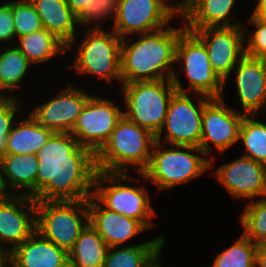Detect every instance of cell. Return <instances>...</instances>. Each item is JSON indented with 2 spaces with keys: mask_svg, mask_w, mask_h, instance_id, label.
I'll return each instance as SVG.
<instances>
[{
  "mask_svg": "<svg viewBox=\"0 0 266 267\" xmlns=\"http://www.w3.org/2000/svg\"><path fill=\"white\" fill-rule=\"evenodd\" d=\"M36 156V201L80 200L93 195L96 156L71 133L55 132Z\"/></svg>",
  "mask_w": 266,
  "mask_h": 267,
  "instance_id": "6da1fadb",
  "label": "cell"
},
{
  "mask_svg": "<svg viewBox=\"0 0 266 267\" xmlns=\"http://www.w3.org/2000/svg\"><path fill=\"white\" fill-rule=\"evenodd\" d=\"M182 27L159 29L150 33L139 34L132 43L127 38L121 39V84L133 82L172 80L176 71V44ZM173 65V67H172ZM166 75V76H165Z\"/></svg>",
  "mask_w": 266,
  "mask_h": 267,
  "instance_id": "7a4b0ae2",
  "label": "cell"
},
{
  "mask_svg": "<svg viewBox=\"0 0 266 267\" xmlns=\"http://www.w3.org/2000/svg\"><path fill=\"white\" fill-rule=\"evenodd\" d=\"M156 136L124 115L109 140L96 156L97 171L128 173L131 167L142 173L149 164Z\"/></svg>",
  "mask_w": 266,
  "mask_h": 267,
  "instance_id": "3957f363",
  "label": "cell"
},
{
  "mask_svg": "<svg viewBox=\"0 0 266 267\" xmlns=\"http://www.w3.org/2000/svg\"><path fill=\"white\" fill-rule=\"evenodd\" d=\"M165 145L155 141L148 167L139 173L140 179L150 180L159 191L186 184L213 167L214 158L209 159L199 147Z\"/></svg>",
  "mask_w": 266,
  "mask_h": 267,
  "instance_id": "277c9868",
  "label": "cell"
},
{
  "mask_svg": "<svg viewBox=\"0 0 266 267\" xmlns=\"http://www.w3.org/2000/svg\"><path fill=\"white\" fill-rule=\"evenodd\" d=\"M137 181L139 180L129 177L127 173L97 171L92 196L106 209L138 220L149 230L155 226L151 219L156 212L151 205L146 186H139ZM123 182L136 186L125 185ZM103 183L109 185L103 186Z\"/></svg>",
  "mask_w": 266,
  "mask_h": 267,
  "instance_id": "5b68a950",
  "label": "cell"
},
{
  "mask_svg": "<svg viewBox=\"0 0 266 267\" xmlns=\"http://www.w3.org/2000/svg\"><path fill=\"white\" fill-rule=\"evenodd\" d=\"M175 63H179L189 82L187 89H184L179 81L178 72H174L172 82L177 92L190 94L194 92L193 95L201 94L210 98L224 96L225 85L214 73L206 47L194 32L185 29L181 33L176 44Z\"/></svg>",
  "mask_w": 266,
  "mask_h": 267,
  "instance_id": "8992f818",
  "label": "cell"
},
{
  "mask_svg": "<svg viewBox=\"0 0 266 267\" xmlns=\"http://www.w3.org/2000/svg\"><path fill=\"white\" fill-rule=\"evenodd\" d=\"M88 224V199L36 201V231L67 252Z\"/></svg>",
  "mask_w": 266,
  "mask_h": 267,
  "instance_id": "52a82bcc",
  "label": "cell"
},
{
  "mask_svg": "<svg viewBox=\"0 0 266 267\" xmlns=\"http://www.w3.org/2000/svg\"><path fill=\"white\" fill-rule=\"evenodd\" d=\"M110 31L102 27L88 28L77 45L75 60L68 68L80 75L98 76L109 86L113 79L121 83V38Z\"/></svg>",
  "mask_w": 266,
  "mask_h": 267,
  "instance_id": "ba28073f",
  "label": "cell"
},
{
  "mask_svg": "<svg viewBox=\"0 0 266 267\" xmlns=\"http://www.w3.org/2000/svg\"><path fill=\"white\" fill-rule=\"evenodd\" d=\"M121 88L125 99L123 115L157 136L164 124L169 102L177 92L172 80L133 82L123 84Z\"/></svg>",
  "mask_w": 266,
  "mask_h": 267,
  "instance_id": "9c48e42d",
  "label": "cell"
},
{
  "mask_svg": "<svg viewBox=\"0 0 266 267\" xmlns=\"http://www.w3.org/2000/svg\"><path fill=\"white\" fill-rule=\"evenodd\" d=\"M171 3V4H170ZM180 16V1L119 0L112 30L121 38L150 33L168 26Z\"/></svg>",
  "mask_w": 266,
  "mask_h": 267,
  "instance_id": "30bf717a",
  "label": "cell"
},
{
  "mask_svg": "<svg viewBox=\"0 0 266 267\" xmlns=\"http://www.w3.org/2000/svg\"><path fill=\"white\" fill-rule=\"evenodd\" d=\"M192 94L176 92L168 105L166 118L162 129L156 136V141L167 145L196 146L200 148L202 136V113L204 106L212 99L199 94L193 102Z\"/></svg>",
  "mask_w": 266,
  "mask_h": 267,
  "instance_id": "8fae6325",
  "label": "cell"
},
{
  "mask_svg": "<svg viewBox=\"0 0 266 267\" xmlns=\"http://www.w3.org/2000/svg\"><path fill=\"white\" fill-rule=\"evenodd\" d=\"M123 109L108 98L91 96L71 131L79 144L95 155L109 140L112 131L123 116Z\"/></svg>",
  "mask_w": 266,
  "mask_h": 267,
  "instance_id": "7c38bea8",
  "label": "cell"
},
{
  "mask_svg": "<svg viewBox=\"0 0 266 267\" xmlns=\"http://www.w3.org/2000/svg\"><path fill=\"white\" fill-rule=\"evenodd\" d=\"M194 33L203 41L214 73L226 85L245 55V26L205 27Z\"/></svg>",
  "mask_w": 266,
  "mask_h": 267,
  "instance_id": "4fadbf2b",
  "label": "cell"
},
{
  "mask_svg": "<svg viewBox=\"0 0 266 267\" xmlns=\"http://www.w3.org/2000/svg\"><path fill=\"white\" fill-rule=\"evenodd\" d=\"M244 114L233 110L222 98H212L202 113V136L200 148L208 156L214 145L216 151L223 153L239 142V130Z\"/></svg>",
  "mask_w": 266,
  "mask_h": 267,
  "instance_id": "5bb4252c",
  "label": "cell"
},
{
  "mask_svg": "<svg viewBox=\"0 0 266 267\" xmlns=\"http://www.w3.org/2000/svg\"><path fill=\"white\" fill-rule=\"evenodd\" d=\"M36 231V200L26 195L0 197V248L11 253ZM2 243V244H1ZM6 244L7 247L2 245Z\"/></svg>",
  "mask_w": 266,
  "mask_h": 267,
  "instance_id": "9a60e30c",
  "label": "cell"
},
{
  "mask_svg": "<svg viewBox=\"0 0 266 267\" xmlns=\"http://www.w3.org/2000/svg\"><path fill=\"white\" fill-rule=\"evenodd\" d=\"M232 198L266 196V165L241 155L211 173Z\"/></svg>",
  "mask_w": 266,
  "mask_h": 267,
  "instance_id": "2e32d148",
  "label": "cell"
},
{
  "mask_svg": "<svg viewBox=\"0 0 266 267\" xmlns=\"http://www.w3.org/2000/svg\"><path fill=\"white\" fill-rule=\"evenodd\" d=\"M92 95L72 84L59 95L35 106L31 116L43 127L59 133H71L78 116Z\"/></svg>",
  "mask_w": 266,
  "mask_h": 267,
  "instance_id": "e0dca14e",
  "label": "cell"
},
{
  "mask_svg": "<svg viewBox=\"0 0 266 267\" xmlns=\"http://www.w3.org/2000/svg\"><path fill=\"white\" fill-rule=\"evenodd\" d=\"M242 114L259 115L266 110V59L244 55L233 69Z\"/></svg>",
  "mask_w": 266,
  "mask_h": 267,
  "instance_id": "ac0fdd59",
  "label": "cell"
},
{
  "mask_svg": "<svg viewBox=\"0 0 266 267\" xmlns=\"http://www.w3.org/2000/svg\"><path fill=\"white\" fill-rule=\"evenodd\" d=\"M89 223L108 247L123 246L126 241L147 231L138 221L103 207L93 196L88 198Z\"/></svg>",
  "mask_w": 266,
  "mask_h": 267,
  "instance_id": "d6986e66",
  "label": "cell"
},
{
  "mask_svg": "<svg viewBox=\"0 0 266 267\" xmlns=\"http://www.w3.org/2000/svg\"><path fill=\"white\" fill-rule=\"evenodd\" d=\"M38 165L36 154H5L1 156L0 189L3 195H26L34 198ZM8 185L13 192L7 191Z\"/></svg>",
  "mask_w": 266,
  "mask_h": 267,
  "instance_id": "ffe728a7",
  "label": "cell"
},
{
  "mask_svg": "<svg viewBox=\"0 0 266 267\" xmlns=\"http://www.w3.org/2000/svg\"><path fill=\"white\" fill-rule=\"evenodd\" d=\"M235 2L236 0H181L180 15L183 16L186 29L191 32L205 27L243 25L234 20L236 16H230ZM230 19L234 21L230 22Z\"/></svg>",
  "mask_w": 266,
  "mask_h": 267,
  "instance_id": "44dd1931",
  "label": "cell"
},
{
  "mask_svg": "<svg viewBox=\"0 0 266 267\" xmlns=\"http://www.w3.org/2000/svg\"><path fill=\"white\" fill-rule=\"evenodd\" d=\"M11 267H69L68 252L35 231L10 253Z\"/></svg>",
  "mask_w": 266,
  "mask_h": 267,
  "instance_id": "7402d4cb",
  "label": "cell"
},
{
  "mask_svg": "<svg viewBox=\"0 0 266 267\" xmlns=\"http://www.w3.org/2000/svg\"><path fill=\"white\" fill-rule=\"evenodd\" d=\"M42 20L43 27L53 33L67 46V52L73 50L76 42L77 16L65 0H30Z\"/></svg>",
  "mask_w": 266,
  "mask_h": 267,
  "instance_id": "603a6c76",
  "label": "cell"
},
{
  "mask_svg": "<svg viewBox=\"0 0 266 267\" xmlns=\"http://www.w3.org/2000/svg\"><path fill=\"white\" fill-rule=\"evenodd\" d=\"M164 245L165 238L161 235L138 245L109 247L103 267H163L160 260Z\"/></svg>",
  "mask_w": 266,
  "mask_h": 267,
  "instance_id": "cb8c5ba5",
  "label": "cell"
},
{
  "mask_svg": "<svg viewBox=\"0 0 266 267\" xmlns=\"http://www.w3.org/2000/svg\"><path fill=\"white\" fill-rule=\"evenodd\" d=\"M54 133L29 113L24 120L14 122L7 139V154H36Z\"/></svg>",
  "mask_w": 266,
  "mask_h": 267,
  "instance_id": "d4e9b609",
  "label": "cell"
},
{
  "mask_svg": "<svg viewBox=\"0 0 266 267\" xmlns=\"http://www.w3.org/2000/svg\"><path fill=\"white\" fill-rule=\"evenodd\" d=\"M108 248L89 223L68 252L69 267H103Z\"/></svg>",
  "mask_w": 266,
  "mask_h": 267,
  "instance_id": "484cf974",
  "label": "cell"
},
{
  "mask_svg": "<svg viewBox=\"0 0 266 267\" xmlns=\"http://www.w3.org/2000/svg\"><path fill=\"white\" fill-rule=\"evenodd\" d=\"M15 45L28 61L33 64L46 63L60 53L67 52V46L45 28L16 39Z\"/></svg>",
  "mask_w": 266,
  "mask_h": 267,
  "instance_id": "4316f807",
  "label": "cell"
},
{
  "mask_svg": "<svg viewBox=\"0 0 266 267\" xmlns=\"http://www.w3.org/2000/svg\"><path fill=\"white\" fill-rule=\"evenodd\" d=\"M5 49V50H4ZM32 64L23 53L13 45L0 50V87L14 97L15 88L27 75Z\"/></svg>",
  "mask_w": 266,
  "mask_h": 267,
  "instance_id": "83f0119b",
  "label": "cell"
},
{
  "mask_svg": "<svg viewBox=\"0 0 266 267\" xmlns=\"http://www.w3.org/2000/svg\"><path fill=\"white\" fill-rule=\"evenodd\" d=\"M258 115H245L239 130L243 156L266 165V124L257 121Z\"/></svg>",
  "mask_w": 266,
  "mask_h": 267,
  "instance_id": "f1b7e54d",
  "label": "cell"
},
{
  "mask_svg": "<svg viewBox=\"0 0 266 267\" xmlns=\"http://www.w3.org/2000/svg\"><path fill=\"white\" fill-rule=\"evenodd\" d=\"M258 245L243 233L227 249L215 256L212 267H256Z\"/></svg>",
  "mask_w": 266,
  "mask_h": 267,
  "instance_id": "f546056e",
  "label": "cell"
},
{
  "mask_svg": "<svg viewBox=\"0 0 266 267\" xmlns=\"http://www.w3.org/2000/svg\"><path fill=\"white\" fill-rule=\"evenodd\" d=\"M240 223L246 237L258 246L266 245V196L245 205Z\"/></svg>",
  "mask_w": 266,
  "mask_h": 267,
  "instance_id": "4dcf8cb0",
  "label": "cell"
},
{
  "mask_svg": "<svg viewBox=\"0 0 266 267\" xmlns=\"http://www.w3.org/2000/svg\"><path fill=\"white\" fill-rule=\"evenodd\" d=\"M16 39L44 28L42 20L30 0L12 1Z\"/></svg>",
  "mask_w": 266,
  "mask_h": 267,
  "instance_id": "1f68e13d",
  "label": "cell"
},
{
  "mask_svg": "<svg viewBox=\"0 0 266 267\" xmlns=\"http://www.w3.org/2000/svg\"><path fill=\"white\" fill-rule=\"evenodd\" d=\"M118 2L119 0H91L77 16L78 27L87 25L88 28H101L99 23L102 24V21L108 18L115 19ZM92 22L95 25H92Z\"/></svg>",
  "mask_w": 266,
  "mask_h": 267,
  "instance_id": "d6a6232c",
  "label": "cell"
},
{
  "mask_svg": "<svg viewBox=\"0 0 266 267\" xmlns=\"http://www.w3.org/2000/svg\"><path fill=\"white\" fill-rule=\"evenodd\" d=\"M247 22L254 25L255 29L250 34L245 29V55L266 59V21L251 15Z\"/></svg>",
  "mask_w": 266,
  "mask_h": 267,
  "instance_id": "836d02e7",
  "label": "cell"
},
{
  "mask_svg": "<svg viewBox=\"0 0 266 267\" xmlns=\"http://www.w3.org/2000/svg\"><path fill=\"white\" fill-rule=\"evenodd\" d=\"M20 103V99L14 96L0 108V157L7 154L8 135L16 121L18 109L22 107Z\"/></svg>",
  "mask_w": 266,
  "mask_h": 267,
  "instance_id": "e575fe53",
  "label": "cell"
},
{
  "mask_svg": "<svg viewBox=\"0 0 266 267\" xmlns=\"http://www.w3.org/2000/svg\"><path fill=\"white\" fill-rule=\"evenodd\" d=\"M15 41L16 33L12 14V2L7 1L0 5V45L2 43L13 44Z\"/></svg>",
  "mask_w": 266,
  "mask_h": 267,
  "instance_id": "d590c367",
  "label": "cell"
},
{
  "mask_svg": "<svg viewBox=\"0 0 266 267\" xmlns=\"http://www.w3.org/2000/svg\"><path fill=\"white\" fill-rule=\"evenodd\" d=\"M69 5L71 10L76 16H78L87 5H89L91 0H65Z\"/></svg>",
  "mask_w": 266,
  "mask_h": 267,
  "instance_id": "8d00e7d4",
  "label": "cell"
},
{
  "mask_svg": "<svg viewBox=\"0 0 266 267\" xmlns=\"http://www.w3.org/2000/svg\"><path fill=\"white\" fill-rule=\"evenodd\" d=\"M252 15L266 21V0H257Z\"/></svg>",
  "mask_w": 266,
  "mask_h": 267,
  "instance_id": "74e56055",
  "label": "cell"
},
{
  "mask_svg": "<svg viewBox=\"0 0 266 267\" xmlns=\"http://www.w3.org/2000/svg\"><path fill=\"white\" fill-rule=\"evenodd\" d=\"M256 267H266V245H259L257 248Z\"/></svg>",
  "mask_w": 266,
  "mask_h": 267,
  "instance_id": "f35d334b",
  "label": "cell"
},
{
  "mask_svg": "<svg viewBox=\"0 0 266 267\" xmlns=\"http://www.w3.org/2000/svg\"><path fill=\"white\" fill-rule=\"evenodd\" d=\"M10 266V253L5 248H0V267Z\"/></svg>",
  "mask_w": 266,
  "mask_h": 267,
  "instance_id": "ab89813d",
  "label": "cell"
},
{
  "mask_svg": "<svg viewBox=\"0 0 266 267\" xmlns=\"http://www.w3.org/2000/svg\"><path fill=\"white\" fill-rule=\"evenodd\" d=\"M0 92L2 94L0 95V108H1L12 98V96L2 87H0Z\"/></svg>",
  "mask_w": 266,
  "mask_h": 267,
  "instance_id": "60d3db41",
  "label": "cell"
}]
</instances>
